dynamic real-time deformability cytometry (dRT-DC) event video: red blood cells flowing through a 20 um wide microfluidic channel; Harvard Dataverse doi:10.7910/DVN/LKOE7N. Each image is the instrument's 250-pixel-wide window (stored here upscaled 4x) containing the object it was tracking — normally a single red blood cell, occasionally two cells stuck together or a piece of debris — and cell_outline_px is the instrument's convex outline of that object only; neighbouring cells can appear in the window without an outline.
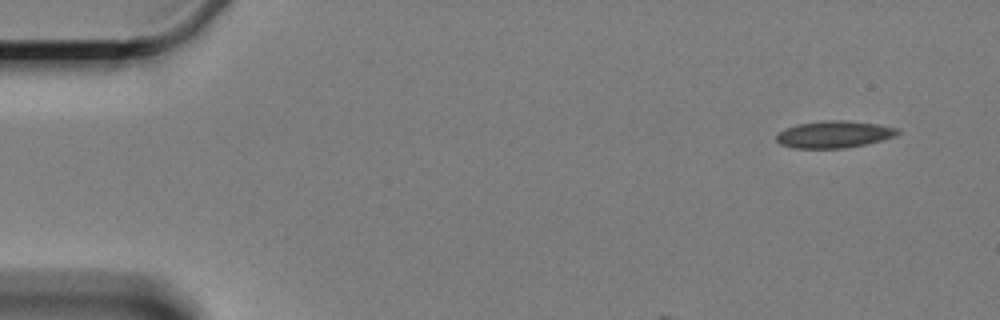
{"species": "Egyptian fruit bat (a non-hibernating species)", "species_latin": "Rousettus aegyptiacus", "temperature_condition": "cold", "stored_images_in_passage": 10, "camera_frame_rate_fps": 3000, "um_per_image_px": 0.085, "animal": {"sex": "female"}, "frame": {"image": 1, "passage_image": 1, "time_ms": 0.0, "image_size_px": [1000, 320], "cell_outline_px": [[900, 132], [892, 136], [880, 140], [864, 144], [844, 148], [796, 148], [780, 144], [776, 140], [776, 136], [784, 128], [796, 124], [820, 120], [844, 120], [876, 124], [900, 128]], "centroid_in_image_um": [70.85, 11.4], "position_along_channel_um": 14.1, "area_um2": 18.96}}
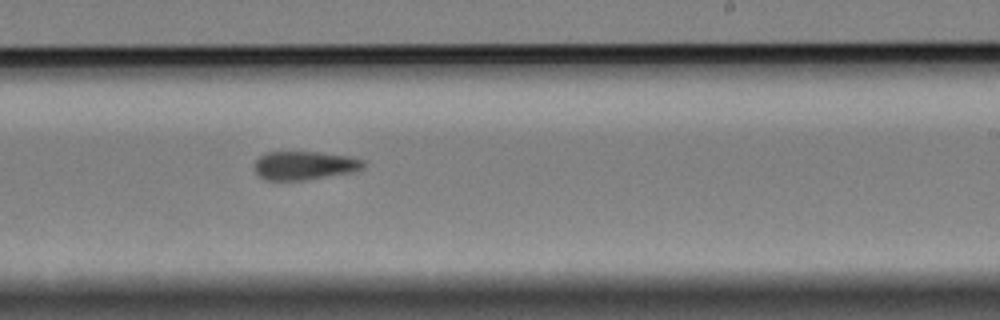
{"frame": {"image": 2, "passage_image": 10, "time_ms": 10.667, "image_size_px": [1000, 320], "cell_outline_px": [[364, 164], [360, 168], [352, 172], [300, 180], [268, 180], [260, 176], [256, 172], [256, 160], [260, 156], [268, 152], [316, 152], [352, 156], [364, 160]], "centroid_in_image_um": [25.89, 14.05], "position_along_channel_um": 263.1, "area_um2": 17.74}}